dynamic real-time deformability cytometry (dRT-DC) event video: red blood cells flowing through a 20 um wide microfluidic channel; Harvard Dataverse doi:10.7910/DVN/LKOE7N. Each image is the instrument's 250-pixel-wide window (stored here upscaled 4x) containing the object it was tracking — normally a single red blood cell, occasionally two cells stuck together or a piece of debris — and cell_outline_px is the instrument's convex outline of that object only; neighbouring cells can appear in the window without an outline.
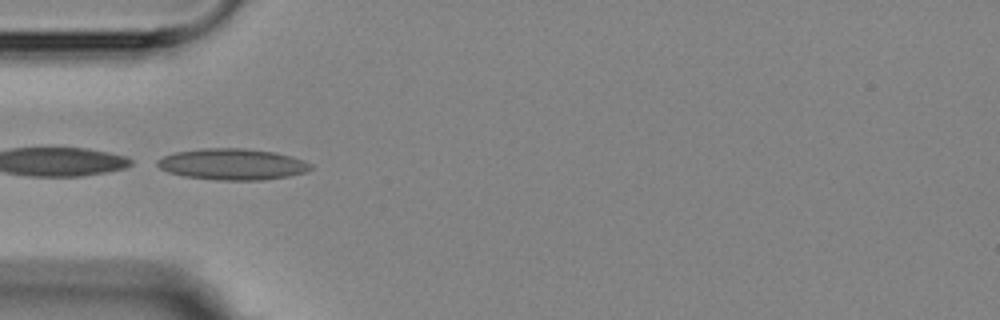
{"species": "Egyptian fruit bat (a non-hibernating species)", "species_latin": "Rousettus aegyptiacus", "temperature_condition": "room temperature", "stored_images_in_passage": 8, "camera_frame_rate_fps": 3000, "um_per_image_px": 0.085, "animal": {"sex": "female"}, "frame": {"image": 1, "passage_image": 3, "time_ms": 2.333, "image_size_px": [1000, 320], "cell_outline_px": [[312, 168], [304, 172], [288, 176], [264, 180], [216, 180], [184, 176], [168, 172], [160, 168], [156, 164], [156, 160], [164, 156], [176, 152], [200, 148], [244, 148], [276, 152], [304, 160], [312, 164]], "centroid_in_image_um": [19.75, 13.96], "position_along_channel_um": 65.3, "area_um2": 27.98}}
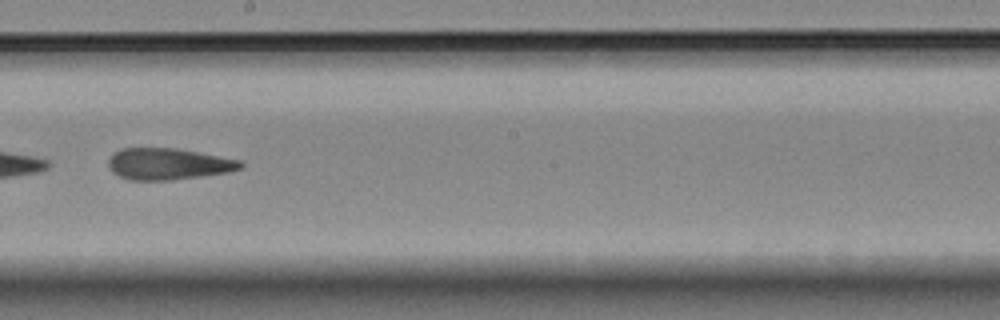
{"frame": {"image": 2, "passage_image": 7, "time_ms": 7.0, "image_size_px": [1000, 320], "cell_outline_px": [[244, 168], [228, 172], [172, 180], [128, 180], [112, 172], [108, 164], [108, 160], [112, 152], [120, 148], [176, 148], [240, 160], [244, 164]], "centroid_in_image_um": [14.27, 13.93], "position_along_channel_um": 233.9, "area_um2": 24.33}}
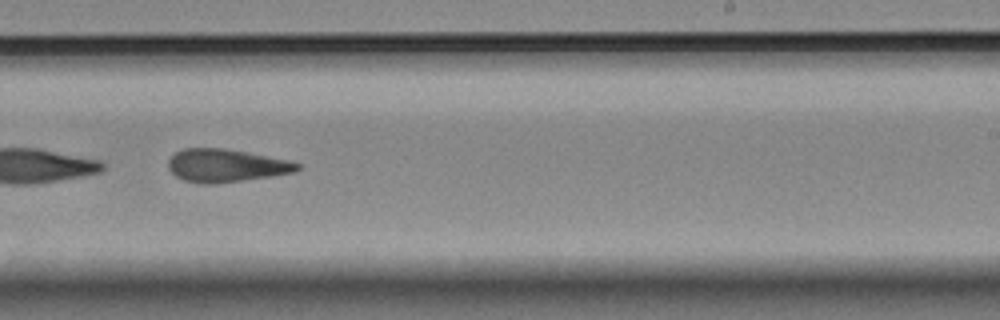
{"frame": {"image": 3, "passage_image": 8, "time_ms": 8.0, "image_size_px": [1000, 320], "cell_outline_px": [[300, 168], [292, 172], [268, 176], [216, 184], [200, 184], [184, 180], [176, 176], [168, 168], [168, 160], [176, 152], [184, 148], [220, 148], [244, 152], [288, 160], [300, 164]], "centroid_in_image_um": [19.15, 14.08], "position_along_channel_um": 269.9, "area_um2": 24.33}}